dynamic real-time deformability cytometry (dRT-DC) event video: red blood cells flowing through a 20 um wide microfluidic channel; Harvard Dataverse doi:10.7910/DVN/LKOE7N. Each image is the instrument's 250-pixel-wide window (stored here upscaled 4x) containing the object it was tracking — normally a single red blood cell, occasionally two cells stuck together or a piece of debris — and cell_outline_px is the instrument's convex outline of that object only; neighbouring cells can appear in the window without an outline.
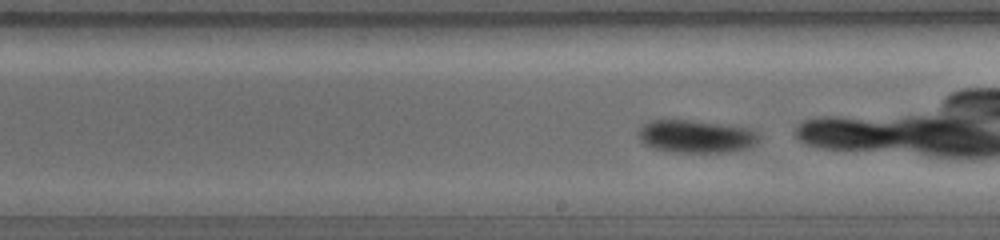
{"species": "common noctule bat (a hibernating species)", "species_latin": "Nyctalus noctula", "temperature_condition": "warm", "stored_images_in_passage": 38, "camera_frame_rate_fps": 5000, "um_per_image_px": 0.085, "animal": {"sex": "female", "body_mass_g": 19.0, "forearm_length_mm": 56.7}, "frame": {"image": 1, "passage_image": 21, "time_ms": 5.4, "image_size_px": [1000, 240], "cell_outline_px": [[760, 140], [756, 144], [748, 148], [728, 152], [668, 152], [652, 148], [644, 144], [640, 140], [636, 132], [640, 124], [648, 120], [692, 120], [728, 124], [760, 128]], "centroid_in_image_um": [59.21, 11.57], "position_along_channel_um": 229.8, "area_um2": 24.16}}